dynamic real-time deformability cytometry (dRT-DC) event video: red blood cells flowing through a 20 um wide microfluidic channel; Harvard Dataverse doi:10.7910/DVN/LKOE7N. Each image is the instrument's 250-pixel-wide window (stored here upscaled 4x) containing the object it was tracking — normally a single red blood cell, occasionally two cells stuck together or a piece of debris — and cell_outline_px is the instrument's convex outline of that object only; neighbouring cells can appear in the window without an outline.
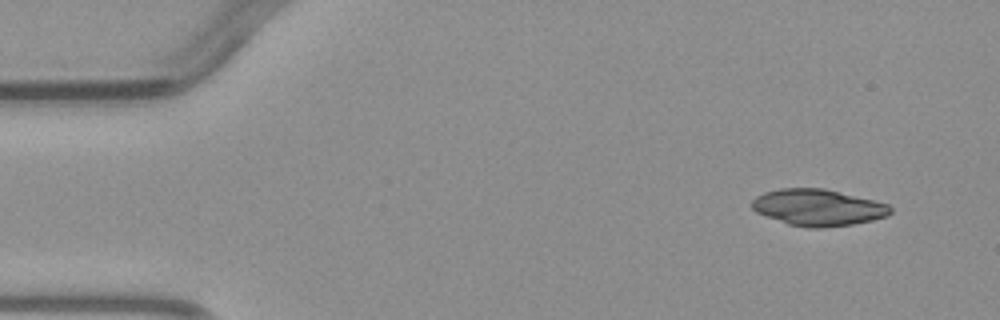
{"species": "common noctule bat (a hibernating species)", "species_latin": "Nyctalus noctula", "temperature_condition": "warm", "stored_images_in_passage": 4, "camera_frame_rate_fps": 3000, "um_per_image_px": 0.085, "animal": {"sex": "male", "body_mass_g": 23.1, "forearm_length_mm": 52.7}, "frame": {"image": 1, "passage_image": 1, "time_ms": 0.0, "image_size_px": [1000, 320], "cell_outline_px": [[892, 212], [888, 216], [872, 220], [852, 224], [820, 228], [808, 228], [788, 224], [756, 212], [752, 208], [752, 200], [756, 196], [764, 192], [780, 188], [824, 188], [888, 204], [892, 208]], "centroid_in_image_um": [69.52, 17.63], "position_along_channel_um": 15.5, "area_um2": 29.36}}